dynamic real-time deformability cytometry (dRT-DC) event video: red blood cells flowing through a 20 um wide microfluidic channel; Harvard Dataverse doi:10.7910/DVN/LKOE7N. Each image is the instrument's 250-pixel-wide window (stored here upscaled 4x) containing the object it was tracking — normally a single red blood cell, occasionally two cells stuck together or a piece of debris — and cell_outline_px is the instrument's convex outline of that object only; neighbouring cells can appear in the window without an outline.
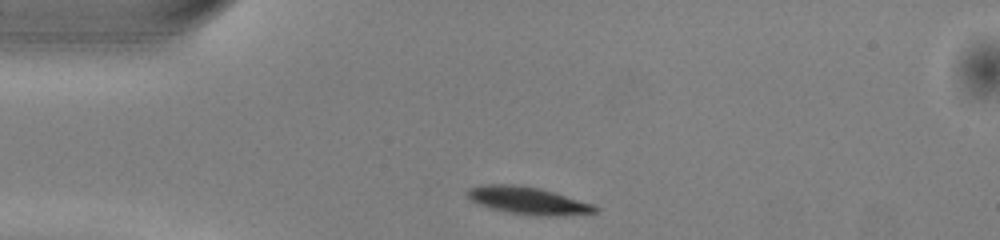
{"species": "common noctule bat (a hibernating species)", "species_latin": "Nyctalus noctula", "temperature_condition": "warm", "stored_images_in_passage": 40, "camera_frame_rate_fps": 3000, "um_per_image_px": 0.085, "animal": {"sex": "male", "body_mass_g": 13.0, "forearm_length_mm": 53.1}, "frame": {"image": 1, "passage_image": 1, "time_ms": 0.0, "image_size_px": [1000, 240], "cell_outline_px": [[600, 208], [596, 212], [556, 216], [540, 216], [508, 212], [492, 208], [480, 204], [472, 200], [464, 192], [468, 188], [480, 184], [512, 184], [540, 188], [592, 204]], "centroid_in_image_um": [44.84, 17.03], "position_along_channel_um": 40.2, "area_um2": 20.17}}
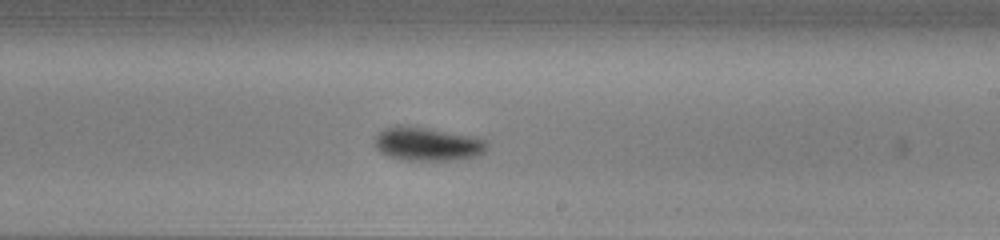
{"frame": {"image": 2, "passage_image": 19, "time_ms": 6.0, "image_size_px": [1000, 240], "cell_outline_px": [[488, 148], [480, 156], [452, 160], [404, 160], [388, 156], [380, 152], [372, 144], [376, 136], [384, 128], [396, 124], [404, 124], [476, 136], [488, 140]], "centroid_in_image_um": [36.34, 12.22], "position_along_channel_um": 252.7, "area_um2": 22.6}}
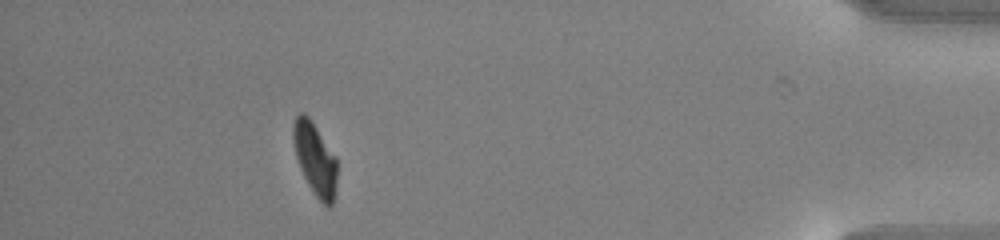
{"frame": {"image": 3, "passage_image": 35, "time_ms": 11.333, "image_size_px": [1000, 240], "cell_outline_px": [[336, 184], [332, 204], [328, 208], [312, 192], [300, 168], [296, 156], [292, 140], [292, 124], [296, 116], [300, 112], [304, 112], [308, 116], [336, 156]], "centroid_in_image_um": [26.75, 13.48], "position_along_channel_um": 408.4, "area_um2": 18.44}, "authors_computed_cell_mechanics": {"area_um2": 20.8658, "velocity_mm_per_s": 4.0141, "shape_relaxation_time_tau1_ms": 1.5769, "shape_relaxation_time_tau2_ms": 9.657, "deformation_change_tau1": 0.1334, "deformation_change_tau2": 0.1342}}